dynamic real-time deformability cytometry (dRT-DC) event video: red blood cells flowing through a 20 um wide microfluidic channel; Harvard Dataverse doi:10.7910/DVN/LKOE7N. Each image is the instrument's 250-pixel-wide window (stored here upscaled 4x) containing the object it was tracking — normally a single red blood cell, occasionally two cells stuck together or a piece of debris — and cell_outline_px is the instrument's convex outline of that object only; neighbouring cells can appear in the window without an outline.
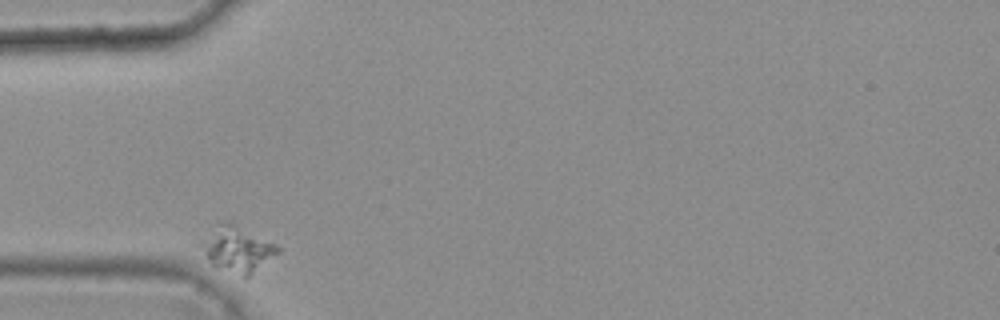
{"species": "common noctule bat (a hibernating species)", "species_latin": "Nyctalus noctula", "temperature_condition": "warm", "stored_images_in_passage": 32, "camera_frame_rate_fps": 3000, "um_per_image_px": 0.085, "animal": {"sex": "female", "body_mass_g": 25.1}, "frame": {"image": 1, "passage_image": 1, "time_ms": 0.0, "image_size_px": [1000, 320], "cell_outline_px": [[280, 252], [244, 280], [212, 264], [208, 260], [200, 244], [200, 240], [220, 220], [228, 220], [276, 244], [280, 248]], "centroid_in_image_um": [20.16, 21.17], "position_along_channel_um": 64.8, "area_um2": 20.69}}
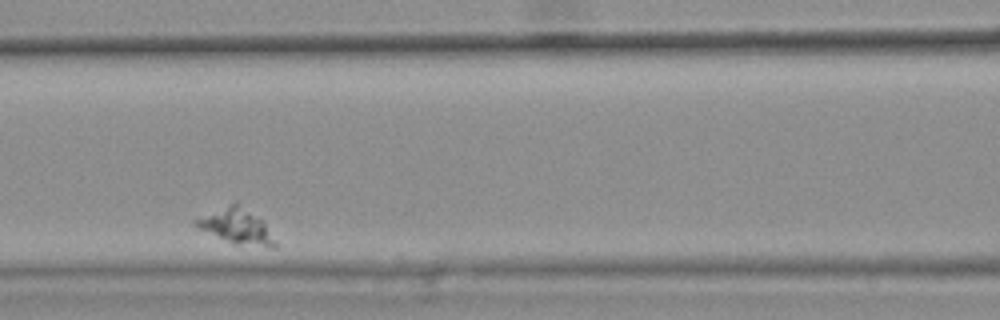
{"frame": {"image": 2, "passage_image": 10, "time_ms": 3.0, "image_size_px": [1000, 320], "cell_outline_px": [[276, 248], [272, 248], [232, 244], [196, 228], [192, 224], [192, 220], [232, 200], [236, 200], [260, 220], [264, 224], [276, 244]], "centroid_in_image_um": [19.99, 19.21], "position_along_channel_um": 146.6, "area_um2": 16.59}}
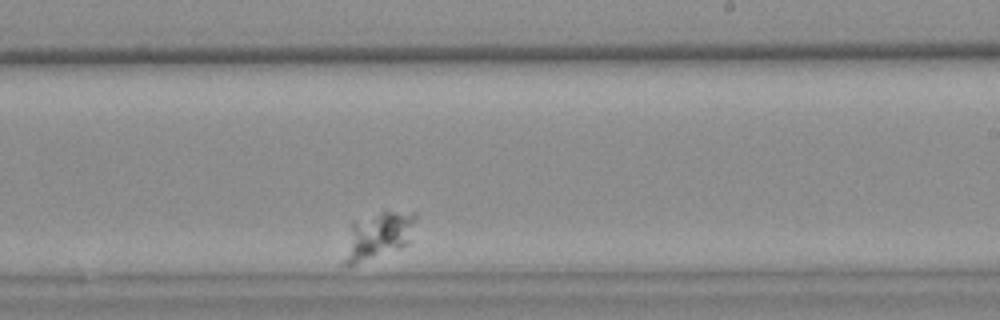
{"frame": {"image": 3, "passage_image": 21, "time_ms": 6.667, "image_size_px": [1000, 320], "cell_outline_px": [[416, 216], [408, 244], [400, 248], [352, 264], [340, 264], [352, 220], [380, 212], [416, 212]], "centroid_in_image_um": [32.08, 20.01], "position_along_channel_um": 256.9, "area_um2": 19.36}}